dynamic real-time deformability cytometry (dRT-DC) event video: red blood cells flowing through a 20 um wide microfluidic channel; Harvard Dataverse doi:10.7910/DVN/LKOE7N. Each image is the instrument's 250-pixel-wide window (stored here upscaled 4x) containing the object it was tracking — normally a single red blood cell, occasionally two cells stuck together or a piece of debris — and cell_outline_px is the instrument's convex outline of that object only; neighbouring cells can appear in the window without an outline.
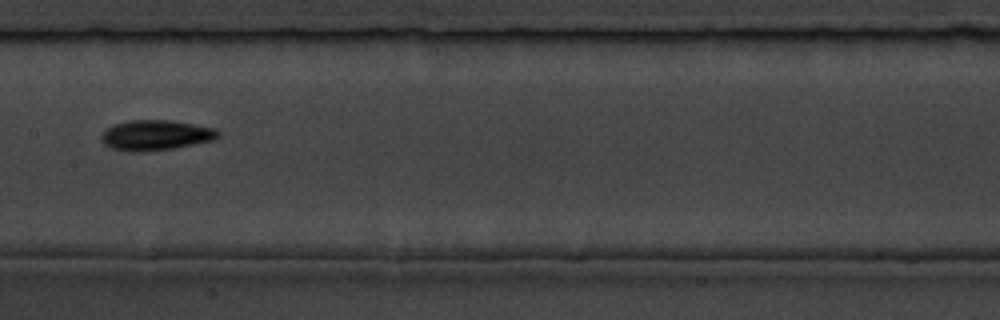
{"species": "common noctule bat (a hibernating species)", "species_latin": "Nyctalus noctula", "temperature_condition": "room temperature", "stored_images_in_passage": 5, "camera_frame_rate_fps": 3000, "um_per_image_px": 0.085, "animal": {"sex": "male", "body_mass_g": 19.5, "forearm_length_mm": 54.6}, "frame": {"image": 1, "passage_image": 4, "time_ms": 3.667, "image_size_px": [1000, 320], "cell_outline_px": [[220, 136], [212, 140], [172, 148], [140, 152], [132, 152], [112, 148], [104, 144], [100, 140], [100, 136], [104, 128], [112, 124], [132, 120], [168, 120], [216, 128], [220, 132]], "centroid_in_image_um": [13.18, 11.48], "position_along_channel_um": 194.2, "area_um2": 20.58}}